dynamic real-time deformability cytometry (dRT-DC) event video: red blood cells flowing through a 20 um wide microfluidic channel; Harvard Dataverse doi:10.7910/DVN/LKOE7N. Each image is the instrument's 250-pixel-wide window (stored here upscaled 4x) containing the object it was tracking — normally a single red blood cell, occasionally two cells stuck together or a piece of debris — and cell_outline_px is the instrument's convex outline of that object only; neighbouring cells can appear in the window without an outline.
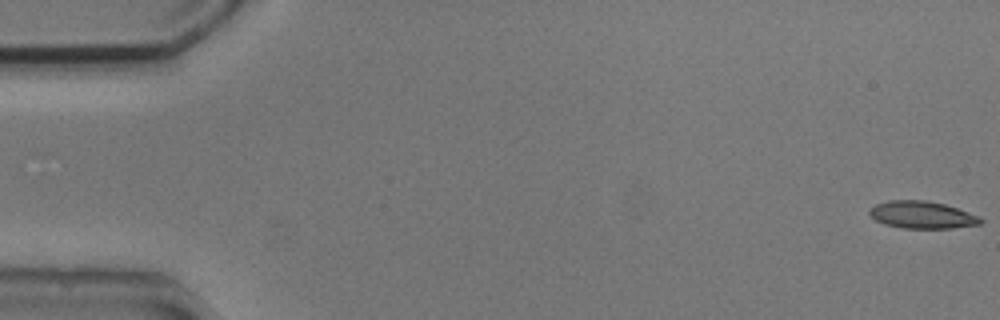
{"species": "common noctule bat (a hibernating species)", "species_latin": "Nyctalus noctula", "temperature_condition": "cold", "stored_images_in_passage": 54, "camera_frame_rate_fps": 3000, "um_per_image_px": 0.085, "animal": {"sex": "male", "body_mass_g": 20.5, "forearm_length_mm": 52.5}, "frame": {"image": 1, "passage_image": 1, "time_ms": 0.0, "image_size_px": [1000, 320], "cell_outline_px": [[984, 220], [980, 224], [952, 228], [904, 228], [884, 224], [876, 220], [868, 212], [876, 204], [888, 200], [924, 200], [944, 204], [980, 216]], "centroid_in_image_um": [78.39, 18.26], "position_along_channel_um": 6.6, "area_um2": 17.51}}
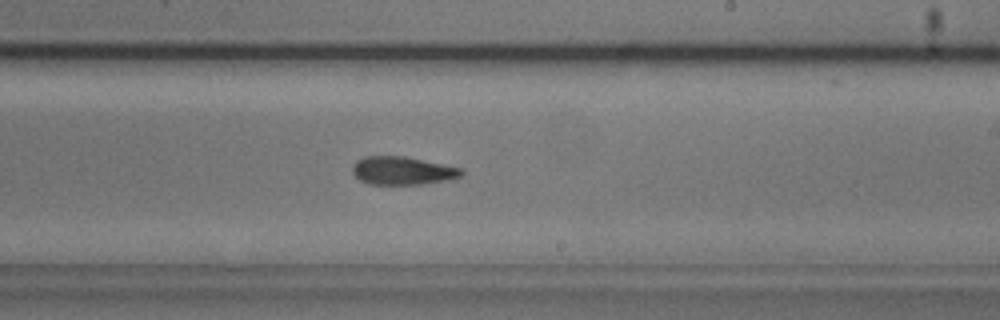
{"frame": {"image": 2, "passage_image": 32, "time_ms": 10.333, "image_size_px": [1000, 320], "cell_outline_px": [[464, 176], [452, 180], [420, 184], [368, 184], [360, 180], [352, 172], [352, 168], [356, 160], [364, 156], [404, 156], [464, 168]], "centroid_in_image_um": [34.27, 14.51], "position_along_channel_um": 254.7, "area_um2": 18.15}}
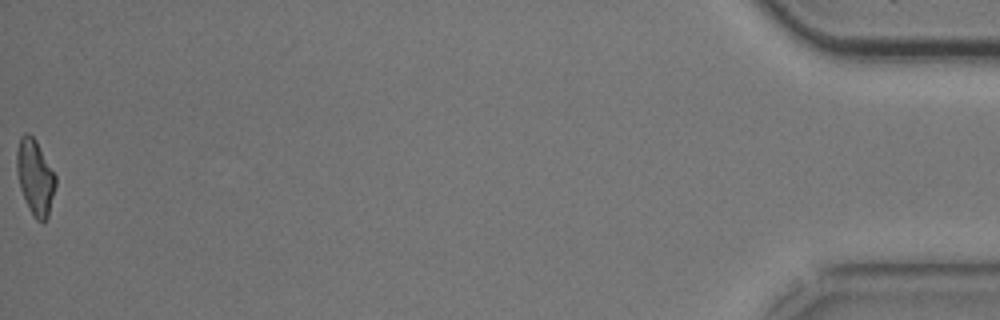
{"frame": {"image": 3, "passage_image": 54, "time_ms": 17.667, "image_size_px": [1000, 320], "cell_outline_px": [[56, 184], [48, 216], [44, 224], [36, 220], [32, 216], [28, 208], [20, 188], [16, 172], [16, 152], [20, 136], [24, 132], [28, 132], [36, 140], [56, 176]], "centroid_in_image_um": [2.97, 15.07], "position_along_channel_um": 432.2, "area_um2": 17.28}, "authors_computed_cell_mechanics": {"area_um2": 17.9469, "velocity_mm_per_s": 3.7924, "shape_relaxation_time_tau1_ms": null, "shape_relaxation_time_tau2_ms": 6.9688, "deformation_change_tau1": null, "deformation_change_tau2": 0.1766}}